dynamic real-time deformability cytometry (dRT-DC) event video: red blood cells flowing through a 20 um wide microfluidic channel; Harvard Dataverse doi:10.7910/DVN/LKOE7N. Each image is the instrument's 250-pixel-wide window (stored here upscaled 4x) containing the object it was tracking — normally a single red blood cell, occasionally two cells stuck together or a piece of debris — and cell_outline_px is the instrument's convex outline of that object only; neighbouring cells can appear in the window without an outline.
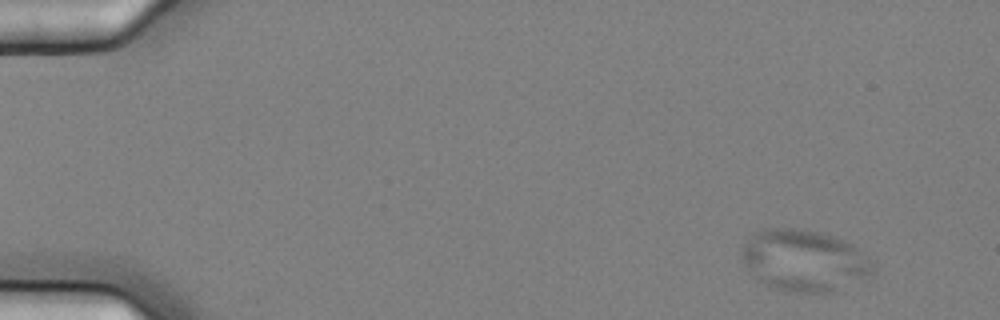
{"species": "common noctule bat (a hibernating species)", "species_latin": "Nyctalus noctula", "temperature_condition": "cold", "stored_images_in_passage": 5, "camera_frame_rate_fps": 3000, "um_per_image_px": 0.085, "animal": {"sex": "female", "body_mass_g": 25.1}, "frame": {"image": 1, "passage_image": 1, "time_ms": 0.0, "image_size_px": [1000, 320], "cell_outline_px": [[876, 268], [872, 276], [836, 292], [788, 292], [764, 284], [748, 272], [744, 264], [740, 248], [756, 232], [764, 228], [804, 228], [824, 232], [852, 244], [860, 248], [876, 264]], "centroid_in_image_um": [68.42, 22.14], "position_along_channel_um": 16.6, "area_um2": 48.09}}